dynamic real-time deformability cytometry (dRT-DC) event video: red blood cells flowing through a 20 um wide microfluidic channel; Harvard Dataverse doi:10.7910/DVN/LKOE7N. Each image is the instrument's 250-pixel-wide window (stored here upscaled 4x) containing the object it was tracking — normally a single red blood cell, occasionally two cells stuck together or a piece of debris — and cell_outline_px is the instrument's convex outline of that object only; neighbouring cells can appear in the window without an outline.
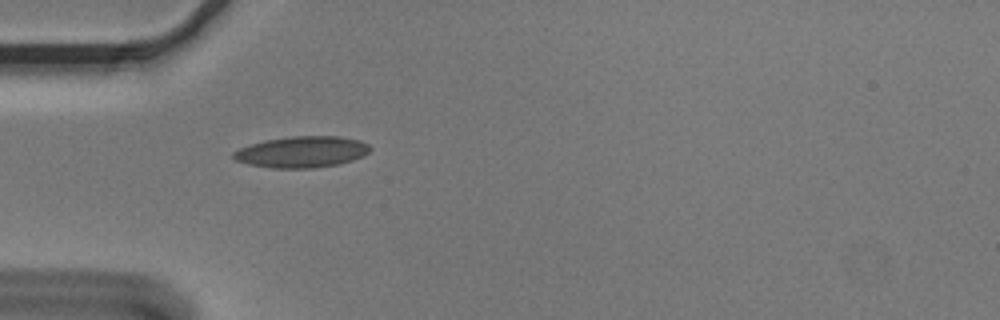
{"species": "Egyptian fruit bat (a non-hibernating species)", "species_latin": "Rousettus aegyptiacus", "temperature_condition": "cold", "stored_images_in_passage": 1, "camera_frame_rate_fps": 3000, "um_per_image_px": 0.085, "animal": {"sex": "male"}, "frame": {"image": 1, "passage_image": 1, "time_ms": 0.0, "image_size_px": [1000, 320], "cell_outline_px": [[372, 148], [364, 156], [340, 164], [312, 168], [272, 168], [248, 164], [236, 160], [232, 156], [232, 152], [240, 148], [264, 140], [292, 136], [340, 136], [360, 140], [368, 144]], "centroid_in_image_um": [25.68, 12.91], "position_along_channel_um": 59.3, "area_um2": 24.97}}